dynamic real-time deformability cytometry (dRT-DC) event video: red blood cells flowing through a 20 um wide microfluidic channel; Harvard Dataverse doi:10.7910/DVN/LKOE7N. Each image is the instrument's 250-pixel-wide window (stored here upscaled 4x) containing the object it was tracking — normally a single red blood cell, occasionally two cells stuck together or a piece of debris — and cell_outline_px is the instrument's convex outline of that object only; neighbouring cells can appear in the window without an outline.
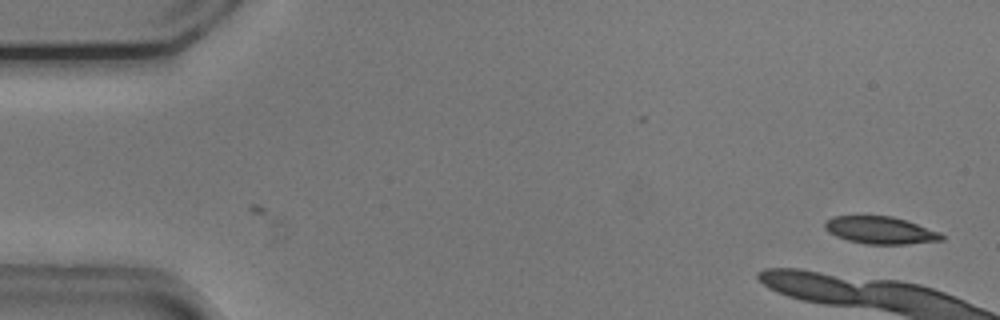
{"species": "common noctule bat (a hibernating species)", "species_latin": "Nyctalus noctula", "temperature_condition": "cold", "stored_images_in_passage": 8, "camera_frame_rate_fps": 3000, "um_per_image_px": 0.085, "animal": {"sex": "male", "body_mass_g": 20.5, "forearm_length_mm": 52.5}, "frame": {"image": 1, "passage_image": 8, "time_ms": 2.333, "image_size_px": [1000, 320], "cell_outline_px": [[944, 240], [908, 244], [868, 244], [848, 240], [836, 236], [828, 232], [824, 228], [824, 224], [832, 216], [892, 216], [940, 232], [944, 236]], "centroid_in_image_um": [74.82, 19.57], "position_along_channel_um": 10.2, "area_um2": 18.44}}